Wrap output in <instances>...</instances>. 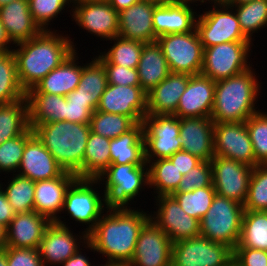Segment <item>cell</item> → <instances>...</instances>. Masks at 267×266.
I'll return each instance as SVG.
<instances>
[{
	"instance_id": "1",
	"label": "cell",
	"mask_w": 267,
	"mask_h": 266,
	"mask_svg": "<svg viewBox=\"0 0 267 266\" xmlns=\"http://www.w3.org/2000/svg\"><path fill=\"white\" fill-rule=\"evenodd\" d=\"M106 210L82 246L102 254L105 262L127 266L135 252L136 242L150 213L144 209Z\"/></svg>"
},
{
	"instance_id": "2",
	"label": "cell",
	"mask_w": 267,
	"mask_h": 266,
	"mask_svg": "<svg viewBox=\"0 0 267 266\" xmlns=\"http://www.w3.org/2000/svg\"><path fill=\"white\" fill-rule=\"evenodd\" d=\"M57 31L42 30L37 36L14 45L17 76L25 92L78 49L68 34L64 36Z\"/></svg>"
},
{
	"instance_id": "3",
	"label": "cell",
	"mask_w": 267,
	"mask_h": 266,
	"mask_svg": "<svg viewBox=\"0 0 267 266\" xmlns=\"http://www.w3.org/2000/svg\"><path fill=\"white\" fill-rule=\"evenodd\" d=\"M253 67L216 81L211 119L214 123L245 122L256 110L261 83ZM256 74V75H255Z\"/></svg>"
},
{
	"instance_id": "4",
	"label": "cell",
	"mask_w": 267,
	"mask_h": 266,
	"mask_svg": "<svg viewBox=\"0 0 267 266\" xmlns=\"http://www.w3.org/2000/svg\"><path fill=\"white\" fill-rule=\"evenodd\" d=\"M34 134L66 171L83 178V159L90 125L55 121L36 126Z\"/></svg>"
},
{
	"instance_id": "5",
	"label": "cell",
	"mask_w": 267,
	"mask_h": 266,
	"mask_svg": "<svg viewBox=\"0 0 267 266\" xmlns=\"http://www.w3.org/2000/svg\"><path fill=\"white\" fill-rule=\"evenodd\" d=\"M97 180L104 187L106 210L136 209L129 205L136 203L134 198L137 200L140 192L149 187L148 165L110 164Z\"/></svg>"
},
{
	"instance_id": "6",
	"label": "cell",
	"mask_w": 267,
	"mask_h": 266,
	"mask_svg": "<svg viewBox=\"0 0 267 266\" xmlns=\"http://www.w3.org/2000/svg\"><path fill=\"white\" fill-rule=\"evenodd\" d=\"M243 213L242 204L216 194L199 222L200 235L234 249L240 239Z\"/></svg>"
},
{
	"instance_id": "7",
	"label": "cell",
	"mask_w": 267,
	"mask_h": 266,
	"mask_svg": "<svg viewBox=\"0 0 267 266\" xmlns=\"http://www.w3.org/2000/svg\"><path fill=\"white\" fill-rule=\"evenodd\" d=\"M100 185L97 179L77 178L70 185L65 195L62 213H68L67 215L71 220L73 219V221L81 223L83 226L86 225L83 231L87 235L106 211L103 192L99 190Z\"/></svg>"
},
{
	"instance_id": "8",
	"label": "cell",
	"mask_w": 267,
	"mask_h": 266,
	"mask_svg": "<svg viewBox=\"0 0 267 266\" xmlns=\"http://www.w3.org/2000/svg\"><path fill=\"white\" fill-rule=\"evenodd\" d=\"M253 44V42H225L204 48L201 74L216 82L251 68L254 65L248 60L250 53L253 52L251 49Z\"/></svg>"
},
{
	"instance_id": "9",
	"label": "cell",
	"mask_w": 267,
	"mask_h": 266,
	"mask_svg": "<svg viewBox=\"0 0 267 266\" xmlns=\"http://www.w3.org/2000/svg\"><path fill=\"white\" fill-rule=\"evenodd\" d=\"M211 7L199 12L196 21L203 48L225 42H252L241 31L234 8L224 3H213Z\"/></svg>"
},
{
	"instance_id": "10",
	"label": "cell",
	"mask_w": 267,
	"mask_h": 266,
	"mask_svg": "<svg viewBox=\"0 0 267 266\" xmlns=\"http://www.w3.org/2000/svg\"><path fill=\"white\" fill-rule=\"evenodd\" d=\"M161 46L170 71L188 75L201 74L204 48L197 30L159 36Z\"/></svg>"
},
{
	"instance_id": "11",
	"label": "cell",
	"mask_w": 267,
	"mask_h": 266,
	"mask_svg": "<svg viewBox=\"0 0 267 266\" xmlns=\"http://www.w3.org/2000/svg\"><path fill=\"white\" fill-rule=\"evenodd\" d=\"M145 161L169 158L181 150L180 118L147 114L143 118Z\"/></svg>"
},
{
	"instance_id": "12",
	"label": "cell",
	"mask_w": 267,
	"mask_h": 266,
	"mask_svg": "<svg viewBox=\"0 0 267 266\" xmlns=\"http://www.w3.org/2000/svg\"><path fill=\"white\" fill-rule=\"evenodd\" d=\"M233 249L201 235L172 243L171 266H228Z\"/></svg>"
},
{
	"instance_id": "13",
	"label": "cell",
	"mask_w": 267,
	"mask_h": 266,
	"mask_svg": "<svg viewBox=\"0 0 267 266\" xmlns=\"http://www.w3.org/2000/svg\"><path fill=\"white\" fill-rule=\"evenodd\" d=\"M72 5L68 12L81 30L103 41L118 36V12L109 2L73 0Z\"/></svg>"
},
{
	"instance_id": "14",
	"label": "cell",
	"mask_w": 267,
	"mask_h": 266,
	"mask_svg": "<svg viewBox=\"0 0 267 266\" xmlns=\"http://www.w3.org/2000/svg\"><path fill=\"white\" fill-rule=\"evenodd\" d=\"M212 184L216 194L240 204L246 201L253 167L226 157L212 158Z\"/></svg>"
},
{
	"instance_id": "15",
	"label": "cell",
	"mask_w": 267,
	"mask_h": 266,
	"mask_svg": "<svg viewBox=\"0 0 267 266\" xmlns=\"http://www.w3.org/2000/svg\"><path fill=\"white\" fill-rule=\"evenodd\" d=\"M156 211L150 212L152 221L171 242L200 236L199 221L184 212L172 195L154 197Z\"/></svg>"
},
{
	"instance_id": "16",
	"label": "cell",
	"mask_w": 267,
	"mask_h": 266,
	"mask_svg": "<svg viewBox=\"0 0 267 266\" xmlns=\"http://www.w3.org/2000/svg\"><path fill=\"white\" fill-rule=\"evenodd\" d=\"M64 221L61 224L51 222L44 232L38 248L44 266H57L64 263L80 249L81 245L88 242V235L84 231L81 235L80 232L79 235L75 234L66 224L67 221Z\"/></svg>"
},
{
	"instance_id": "17",
	"label": "cell",
	"mask_w": 267,
	"mask_h": 266,
	"mask_svg": "<svg viewBox=\"0 0 267 266\" xmlns=\"http://www.w3.org/2000/svg\"><path fill=\"white\" fill-rule=\"evenodd\" d=\"M214 155L255 167L253 145L245 122L214 123Z\"/></svg>"
},
{
	"instance_id": "18",
	"label": "cell",
	"mask_w": 267,
	"mask_h": 266,
	"mask_svg": "<svg viewBox=\"0 0 267 266\" xmlns=\"http://www.w3.org/2000/svg\"><path fill=\"white\" fill-rule=\"evenodd\" d=\"M172 242L150 218L142 227L127 266H171Z\"/></svg>"
},
{
	"instance_id": "19",
	"label": "cell",
	"mask_w": 267,
	"mask_h": 266,
	"mask_svg": "<svg viewBox=\"0 0 267 266\" xmlns=\"http://www.w3.org/2000/svg\"><path fill=\"white\" fill-rule=\"evenodd\" d=\"M96 110L121 114L130 117L135 123H142L147 115V93L141 86L108 84Z\"/></svg>"
},
{
	"instance_id": "20",
	"label": "cell",
	"mask_w": 267,
	"mask_h": 266,
	"mask_svg": "<svg viewBox=\"0 0 267 266\" xmlns=\"http://www.w3.org/2000/svg\"><path fill=\"white\" fill-rule=\"evenodd\" d=\"M78 177L64 172L60 177L35 182L34 211L47 217L51 222L61 224L65 195ZM60 214V216H59Z\"/></svg>"
},
{
	"instance_id": "21",
	"label": "cell",
	"mask_w": 267,
	"mask_h": 266,
	"mask_svg": "<svg viewBox=\"0 0 267 266\" xmlns=\"http://www.w3.org/2000/svg\"><path fill=\"white\" fill-rule=\"evenodd\" d=\"M216 82L202 74L191 75L181 95L175 116L211 117Z\"/></svg>"
},
{
	"instance_id": "22",
	"label": "cell",
	"mask_w": 267,
	"mask_h": 266,
	"mask_svg": "<svg viewBox=\"0 0 267 266\" xmlns=\"http://www.w3.org/2000/svg\"><path fill=\"white\" fill-rule=\"evenodd\" d=\"M198 4L193 2L172 1L157 5L153 12V28L157 37L187 33L196 29L198 12L194 10Z\"/></svg>"
},
{
	"instance_id": "23",
	"label": "cell",
	"mask_w": 267,
	"mask_h": 266,
	"mask_svg": "<svg viewBox=\"0 0 267 266\" xmlns=\"http://www.w3.org/2000/svg\"><path fill=\"white\" fill-rule=\"evenodd\" d=\"M214 122L211 117L180 118L181 150L211 161L214 155Z\"/></svg>"
},
{
	"instance_id": "24",
	"label": "cell",
	"mask_w": 267,
	"mask_h": 266,
	"mask_svg": "<svg viewBox=\"0 0 267 266\" xmlns=\"http://www.w3.org/2000/svg\"><path fill=\"white\" fill-rule=\"evenodd\" d=\"M64 172L65 170L34 134L26 142L16 174L36 182L60 177Z\"/></svg>"
},
{
	"instance_id": "25",
	"label": "cell",
	"mask_w": 267,
	"mask_h": 266,
	"mask_svg": "<svg viewBox=\"0 0 267 266\" xmlns=\"http://www.w3.org/2000/svg\"><path fill=\"white\" fill-rule=\"evenodd\" d=\"M156 7L154 4L138 1L118 12V36L143 43L156 42L158 37L152 21Z\"/></svg>"
},
{
	"instance_id": "26",
	"label": "cell",
	"mask_w": 267,
	"mask_h": 266,
	"mask_svg": "<svg viewBox=\"0 0 267 266\" xmlns=\"http://www.w3.org/2000/svg\"><path fill=\"white\" fill-rule=\"evenodd\" d=\"M50 223L34 210L16 214L6 228L7 247L38 249Z\"/></svg>"
},
{
	"instance_id": "27",
	"label": "cell",
	"mask_w": 267,
	"mask_h": 266,
	"mask_svg": "<svg viewBox=\"0 0 267 266\" xmlns=\"http://www.w3.org/2000/svg\"><path fill=\"white\" fill-rule=\"evenodd\" d=\"M75 50L57 68L49 72L41 81L26 93H45L67 96L78 85L82 75V65ZM80 65H79V64Z\"/></svg>"
},
{
	"instance_id": "28",
	"label": "cell",
	"mask_w": 267,
	"mask_h": 266,
	"mask_svg": "<svg viewBox=\"0 0 267 266\" xmlns=\"http://www.w3.org/2000/svg\"><path fill=\"white\" fill-rule=\"evenodd\" d=\"M191 75L171 72L147 92V114L175 115Z\"/></svg>"
},
{
	"instance_id": "29",
	"label": "cell",
	"mask_w": 267,
	"mask_h": 266,
	"mask_svg": "<svg viewBox=\"0 0 267 266\" xmlns=\"http://www.w3.org/2000/svg\"><path fill=\"white\" fill-rule=\"evenodd\" d=\"M0 21L14 45L42 31L32 18L28 0H15L0 7Z\"/></svg>"
},
{
	"instance_id": "30",
	"label": "cell",
	"mask_w": 267,
	"mask_h": 266,
	"mask_svg": "<svg viewBox=\"0 0 267 266\" xmlns=\"http://www.w3.org/2000/svg\"><path fill=\"white\" fill-rule=\"evenodd\" d=\"M111 164L148 165L145 161L144 126L136 123L130 130L110 141Z\"/></svg>"
},
{
	"instance_id": "31",
	"label": "cell",
	"mask_w": 267,
	"mask_h": 266,
	"mask_svg": "<svg viewBox=\"0 0 267 266\" xmlns=\"http://www.w3.org/2000/svg\"><path fill=\"white\" fill-rule=\"evenodd\" d=\"M137 70L140 86L146 93L171 73L162 48L157 41L143 45Z\"/></svg>"
},
{
	"instance_id": "32",
	"label": "cell",
	"mask_w": 267,
	"mask_h": 266,
	"mask_svg": "<svg viewBox=\"0 0 267 266\" xmlns=\"http://www.w3.org/2000/svg\"><path fill=\"white\" fill-rule=\"evenodd\" d=\"M29 127L55 121H65V96L45 93H26Z\"/></svg>"
},
{
	"instance_id": "33",
	"label": "cell",
	"mask_w": 267,
	"mask_h": 266,
	"mask_svg": "<svg viewBox=\"0 0 267 266\" xmlns=\"http://www.w3.org/2000/svg\"><path fill=\"white\" fill-rule=\"evenodd\" d=\"M82 66V75L76 88L90 106L96 110L108 80L103 63L95 56Z\"/></svg>"
},
{
	"instance_id": "34",
	"label": "cell",
	"mask_w": 267,
	"mask_h": 266,
	"mask_svg": "<svg viewBox=\"0 0 267 266\" xmlns=\"http://www.w3.org/2000/svg\"><path fill=\"white\" fill-rule=\"evenodd\" d=\"M29 128L27 98L0 104V145L23 134Z\"/></svg>"
},
{
	"instance_id": "35",
	"label": "cell",
	"mask_w": 267,
	"mask_h": 266,
	"mask_svg": "<svg viewBox=\"0 0 267 266\" xmlns=\"http://www.w3.org/2000/svg\"><path fill=\"white\" fill-rule=\"evenodd\" d=\"M110 141L90 131L83 159V178L97 179L110 166Z\"/></svg>"
},
{
	"instance_id": "36",
	"label": "cell",
	"mask_w": 267,
	"mask_h": 266,
	"mask_svg": "<svg viewBox=\"0 0 267 266\" xmlns=\"http://www.w3.org/2000/svg\"><path fill=\"white\" fill-rule=\"evenodd\" d=\"M183 175L168 159L152 160L148 163L149 187L158 197L172 195L180 184Z\"/></svg>"
},
{
	"instance_id": "37",
	"label": "cell",
	"mask_w": 267,
	"mask_h": 266,
	"mask_svg": "<svg viewBox=\"0 0 267 266\" xmlns=\"http://www.w3.org/2000/svg\"><path fill=\"white\" fill-rule=\"evenodd\" d=\"M236 247L267 251V211L244 210L240 239Z\"/></svg>"
},
{
	"instance_id": "38",
	"label": "cell",
	"mask_w": 267,
	"mask_h": 266,
	"mask_svg": "<svg viewBox=\"0 0 267 266\" xmlns=\"http://www.w3.org/2000/svg\"><path fill=\"white\" fill-rule=\"evenodd\" d=\"M113 43L111 48L105 49L104 52H100L96 57L103 64H117L127 68H137L142 48L145 43L135 40H127L120 36H116L110 40ZM107 50V51H106Z\"/></svg>"
},
{
	"instance_id": "39",
	"label": "cell",
	"mask_w": 267,
	"mask_h": 266,
	"mask_svg": "<svg viewBox=\"0 0 267 266\" xmlns=\"http://www.w3.org/2000/svg\"><path fill=\"white\" fill-rule=\"evenodd\" d=\"M23 98H26V92L18 80L13 52H0V104L11 103Z\"/></svg>"
},
{
	"instance_id": "40",
	"label": "cell",
	"mask_w": 267,
	"mask_h": 266,
	"mask_svg": "<svg viewBox=\"0 0 267 266\" xmlns=\"http://www.w3.org/2000/svg\"><path fill=\"white\" fill-rule=\"evenodd\" d=\"M10 179L6 182L7 187L5 184L3 185L2 182L0 183V187L5 192L8 202L12 205L14 212L20 214L33 211L35 182L16 173L13 174V177Z\"/></svg>"
},
{
	"instance_id": "41",
	"label": "cell",
	"mask_w": 267,
	"mask_h": 266,
	"mask_svg": "<svg viewBox=\"0 0 267 266\" xmlns=\"http://www.w3.org/2000/svg\"><path fill=\"white\" fill-rule=\"evenodd\" d=\"M232 8H235L234 11L243 34L250 41H255L252 38L254 33L267 27V0H253Z\"/></svg>"
},
{
	"instance_id": "42",
	"label": "cell",
	"mask_w": 267,
	"mask_h": 266,
	"mask_svg": "<svg viewBox=\"0 0 267 266\" xmlns=\"http://www.w3.org/2000/svg\"><path fill=\"white\" fill-rule=\"evenodd\" d=\"M136 123L128 116L95 110L90 119V130L100 136L114 139L130 130Z\"/></svg>"
},
{
	"instance_id": "43",
	"label": "cell",
	"mask_w": 267,
	"mask_h": 266,
	"mask_svg": "<svg viewBox=\"0 0 267 266\" xmlns=\"http://www.w3.org/2000/svg\"><path fill=\"white\" fill-rule=\"evenodd\" d=\"M215 195L213 186L172 194L184 212L199 222L209 210Z\"/></svg>"
},
{
	"instance_id": "44",
	"label": "cell",
	"mask_w": 267,
	"mask_h": 266,
	"mask_svg": "<svg viewBox=\"0 0 267 266\" xmlns=\"http://www.w3.org/2000/svg\"><path fill=\"white\" fill-rule=\"evenodd\" d=\"M34 135L32 128H28L23 134L11 138L0 145V174L17 173L21 164L23 150L26 142Z\"/></svg>"
},
{
	"instance_id": "45",
	"label": "cell",
	"mask_w": 267,
	"mask_h": 266,
	"mask_svg": "<svg viewBox=\"0 0 267 266\" xmlns=\"http://www.w3.org/2000/svg\"><path fill=\"white\" fill-rule=\"evenodd\" d=\"M253 145L255 166L267 165V112H258L245 121Z\"/></svg>"
},
{
	"instance_id": "46",
	"label": "cell",
	"mask_w": 267,
	"mask_h": 266,
	"mask_svg": "<svg viewBox=\"0 0 267 266\" xmlns=\"http://www.w3.org/2000/svg\"><path fill=\"white\" fill-rule=\"evenodd\" d=\"M244 210L267 211V165L253 167Z\"/></svg>"
},
{
	"instance_id": "47",
	"label": "cell",
	"mask_w": 267,
	"mask_h": 266,
	"mask_svg": "<svg viewBox=\"0 0 267 266\" xmlns=\"http://www.w3.org/2000/svg\"><path fill=\"white\" fill-rule=\"evenodd\" d=\"M28 2L34 22L45 31L52 30L49 25L54 19L57 20L58 14L61 15L64 10L73 7L71 5L73 0H28Z\"/></svg>"
},
{
	"instance_id": "48",
	"label": "cell",
	"mask_w": 267,
	"mask_h": 266,
	"mask_svg": "<svg viewBox=\"0 0 267 266\" xmlns=\"http://www.w3.org/2000/svg\"><path fill=\"white\" fill-rule=\"evenodd\" d=\"M94 111L76 89L65 96V121L89 124Z\"/></svg>"
},
{
	"instance_id": "49",
	"label": "cell",
	"mask_w": 267,
	"mask_h": 266,
	"mask_svg": "<svg viewBox=\"0 0 267 266\" xmlns=\"http://www.w3.org/2000/svg\"><path fill=\"white\" fill-rule=\"evenodd\" d=\"M207 186H213L212 167L210 161H202L182 177L174 193H183Z\"/></svg>"
},
{
	"instance_id": "50",
	"label": "cell",
	"mask_w": 267,
	"mask_h": 266,
	"mask_svg": "<svg viewBox=\"0 0 267 266\" xmlns=\"http://www.w3.org/2000/svg\"><path fill=\"white\" fill-rule=\"evenodd\" d=\"M108 84L120 86H140L137 68H127L117 64H103Z\"/></svg>"
},
{
	"instance_id": "51",
	"label": "cell",
	"mask_w": 267,
	"mask_h": 266,
	"mask_svg": "<svg viewBox=\"0 0 267 266\" xmlns=\"http://www.w3.org/2000/svg\"><path fill=\"white\" fill-rule=\"evenodd\" d=\"M8 266H44L38 249L6 247Z\"/></svg>"
},
{
	"instance_id": "52",
	"label": "cell",
	"mask_w": 267,
	"mask_h": 266,
	"mask_svg": "<svg viewBox=\"0 0 267 266\" xmlns=\"http://www.w3.org/2000/svg\"><path fill=\"white\" fill-rule=\"evenodd\" d=\"M233 262L237 266H267V251L235 247L233 249Z\"/></svg>"
},
{
	"instance_id": "53",
	"label": "cell",
	"mask_w": 267,
	"mask_h": 266,
	"mask_svg": "<svg viewBox=\"0 0 267 266\" xmlns=\"http://www.w3.org/2000/svg\"><path fill=\"white\" fill-rule=\"evenodd\" d=\"M168 159L174 164V166H176L183 176L202 162V160L198 157L182 150L177 151Z\"/></svg>"
},
{
	"instance_id": "54",
	"label": "cell",
	"mask_w": 267,
	"mask_h": 266,
	"mask_svg": "<svg viewBox=\"0 0 267 266\" xmlns=\"http://www.w3.org/2000/svg\"><path fill=\"white\" fill-rule=\"evenodd\" d=\"M15 215L12 205L8 202L5 192L0 187V224L7 228Z\"/></svg>"
},
{
	"instance_id": "55",
	"label": "cell",
	"mask_w": 267,
	"mask_h": 266,
	"mask_svg": "<svg viewBox=\"0 0 267 266\" xmlns=\"http://www.w3.org/2000/svg\"><path fill=\"white\" fill-rule=\"evenodd\" d=\"M80 248L73 256H71L67 261L64 263L57 265V266H93L91 262H89V256H86V252Z\"/></svg>"
},
{
	"instance_id": "56",
	"label": "cell",
	"mask_w": 267,
	"mask_h": 266,
	"mask_svg": "<svg viewBox=\"0 0 267 266\" xmlns=\"http://www.w3.org/2000/svg\"><path fill=\"white\" fill-rule=\"evenodd\" d=\"M11 44L13 45V43L11 42V40L9 39L4 26L2 25L1 21H0V52L3 51H12V47ZM11 46V48H10Z\"/></svg>"
},
{
	"instance_id": "57",
	"label": "cell",
	"mask_w": 267,
	"mask_h": 266,
	"mask_svg": "<svg viewBox=\"0 0 267 266\" xmlns=\"http://www.w3.org/2000/svg\"><path fill=\"white\" fill-rule=\"evenodd\" d=\"M139 0H109V4L117 11L120 12L130 6L134 5Z\"/></svg>"
},
{
	"instance_id": "58",
	"label": "cell",
	"mask_w": 267,
	"mask_h": 266,
	"mask_svg": "<svg viewBox=\"0 0 267 266\" xmlns=\"http://www.w3.org/2000/svg\"><path fill=\"white\" fill-rule=\"evenodd\" d=\"M6 247V228L0 224V251L4 250Z\"/></svg>"
},
{
	"instance_id": "59",
	"label": "cell",
	"mask_w": 267,
	"mask_h": 266,
	"mask_svg": "<svg viewBox=\"0 0 267 266\" xmlns=\"http://www.w3.org/2000/svg\"><path fill=\"white\" fill-rule=\"evenodd\" d=\"M253 0H227L224 4L230 7L248 3Z\"/></svg>"
},
{
	"instance_id": "60",
	"label": "cell",
	"mask_w": 267,
	"mask_h": 266,
	"mask_svg": "<svg viewBox=\"0 0 267 266\" xmlns=\"http://www.w3.org/2000/svg\"><path fill=\"white\" fill-rule=\"evenodd\" d=\"M141 2H147V3H151V4H154V5H162V4H167V3H170L172 2L173 0H139Z\"/></svg>"
},
{
	"instance_id": "61",
	"label": "cell",
	"mask_w": 267,
	"mask_h": 266,
	"mask_svg": "<svg viewBox=\"0 0 267 266\" xmlns=\"http://www.w3.org/2000/svg\"><path fill=\"white\" fill-rule=\"evenodd\" d=\"M0 266H8L6 258V248L0 251Z\"/></svg>"
},
{
	"instance_id": "62",
	"label": "cell",
	"mask_w": 267,
	"mask_h": 266,
	"mask_svg": "<svg viewBox=\"0 0 267 266\" xmlns=\"http://www.w3.org/2000/svg\"><path fill=\"white\" fill-rule=\"evenodd\" d=\"M173 1H181V2H193L198 3V5H203L204 3L207 4V0H173ZM200 2V4H199Z\"/></svg>"
},
{
	"instance_id": "63",
	"label": "cell",
	"mask_w": 267,
	"mask_h": 266,
	"mask_svg": "<svg viewBox=\"0 0 267 266\" xmlns=\"http://www.w3.org/2000/svg\"><path fill=\"white\" fill-rule=\"evenodd\" d=\"M93 266H123L121 264H117V263H111V262H105V264H101V265H95V263L93 264Z\"/></svg>"
},
{
	"instance_id": "64",
	"label": "cell",
	"mask_w": 267,
	"mask_h": 266,
	"mask_svg": "<svg viewBox=\"0 0 267 266\" xmlns=\"http://www.w3.org/2000/svg\"><path fill=\"white\" fill-rule=\"evenodd\" d=\"M13 1H15V0H0V7L6 5V4H8V3H11V2H13Z\"/></svg>"
},
{
	"instance_id": "65",
	"label": "cell",
	"mask_w": 267,
	"mask_h": 266,
	"mask_svg": "<svg viewBox=\"0 0 267 266\" xmlns=\"http://www.w3.org/2000/svg\"><path fill=\"white\" fill-rule=\"evenodd\" d=\"M207 3L213 4V3H225L227 0H207Z\"/></svg>"
},
{
	"instance_id": "66",
	"label": "cell",
	"mask_w": 267,
	"mask_h": 266,
	"mask_svg": "<svg viewBox=\"0 0 267 266\" xmlns=\"http://www.w3.org/2000/svg\"><path fill=\"white\" fill-rule=\"evenodd\" d=\"M90 1H102V2H108L109 0H90Z\"/></svg>"
},
{
	"instance_id": "67",
	"label": "cell",
	"mask_w": 267,
	"mask_h": 266,
	"mask_svg": "<svg viewBox=\"0 0 267 266\" xmlns=\"http://www.w3.org/2000/svg\"><path fill=\"white\" fill-rule=\"evenodd\" d=\"M228 266H237V265L234 262H232Z\"/></svg>"
}]
</instances>
